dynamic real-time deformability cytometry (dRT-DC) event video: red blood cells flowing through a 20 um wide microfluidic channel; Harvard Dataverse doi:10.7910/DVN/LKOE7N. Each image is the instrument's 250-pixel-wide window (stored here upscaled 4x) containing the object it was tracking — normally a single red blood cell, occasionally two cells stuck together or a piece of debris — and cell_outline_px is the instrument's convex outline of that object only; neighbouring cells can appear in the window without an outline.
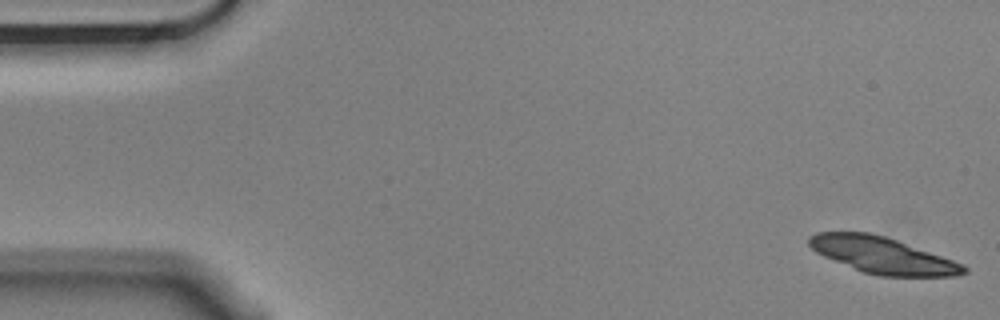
{"species": "Egyptian fruit bat (a non-hibernating species)", "species_latin": "Rousettus aegyptiacus", "temperature_condition": "cold", "stored_images_in_passage": 3, "camera_frame_rate_fps": 3000, "um_per_image_px": 0.085, "animal": {"sex": "male"}, "frame": {"image": 1, "passage_image": 1, "time_ms": 0.0, "image_size_px": [1000, 320], "cell_outline_px": [[968, 272], [956, 276], [880, 276], [864, 272], [824, 256], [816, 252], [808, 244], [808, 236], [816, 232], [868, 232], [884, 236], [896, 240], [964, 264], [968, 268]], "centroid_in_image_um": [75.01, 21.7], "position_along_channel_um": 10.0, "area_um2": 32.43}}